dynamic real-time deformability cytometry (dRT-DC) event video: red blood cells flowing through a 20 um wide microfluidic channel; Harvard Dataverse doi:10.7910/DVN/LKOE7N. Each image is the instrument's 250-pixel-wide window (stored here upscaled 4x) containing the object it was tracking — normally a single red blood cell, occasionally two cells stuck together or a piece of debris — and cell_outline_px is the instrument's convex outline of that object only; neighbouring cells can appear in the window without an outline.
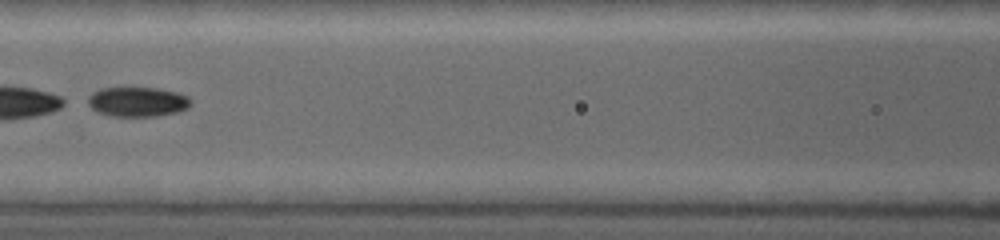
{"species": "common noctule bat (a hibernating species)", "species_latin": "Nyctalus noctula", "temperature_condition": "warm", "stored_images_in_passage": 46, "camera_frame_rate_fps": 5000, "um_per_image_px": 0.085, "animal": {"sex": "female", "body_mass_g": 19.0, "forearm_length_mm": 53.3}, "frame": {"image": 1, "passage_image": 8, "time_ms": 2.2, "image_size_px": [1000, 240], "cell_outline_px": [[192, 104], [188, 108], [176, 112], [156, 116], [112, 116], [100, 112], [92, 108], [88, 104], [88, 96], [92, 92], [100, 88], [156, 88], [176, 92], [188, 96], [192, 100]], "centroid_in_image_um": [11.71, 8.65], "position_along_channel_um": 154.9, "area_um2": 17.74}}